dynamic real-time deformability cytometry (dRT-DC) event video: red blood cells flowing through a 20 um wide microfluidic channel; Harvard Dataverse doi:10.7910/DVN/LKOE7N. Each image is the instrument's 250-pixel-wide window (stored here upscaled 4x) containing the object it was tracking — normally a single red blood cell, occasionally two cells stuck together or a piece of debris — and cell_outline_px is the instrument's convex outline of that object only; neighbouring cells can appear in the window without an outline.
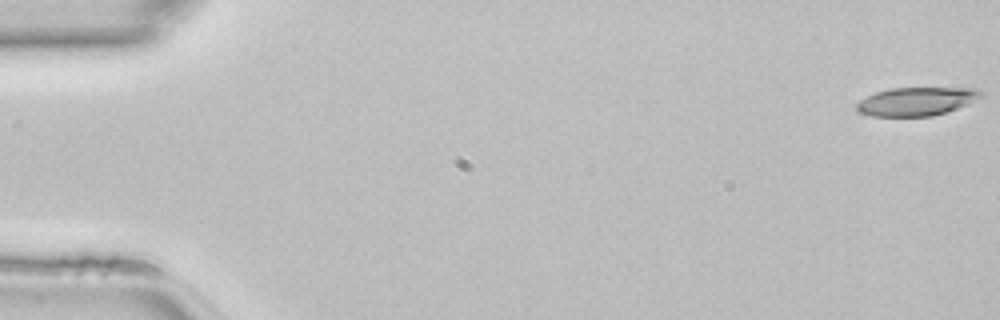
{"species": "common noctule bat (a hibernating species)", "species_latin": "Nyctalus noctula", "temperature_condition": "room temperature", "stored_images_in_passage": 13, "camera_frame_rate_fps": 3000, "um_per_image_px": 0.085, "animal": {"sex": "female", "body_mass_g": 22.7, "forearm_length_mm": 54.2}, "frame": {"image": 1, "passage_image": 1, "time_ms": 0.0, "image_size_px": [1000, 320], "cell_outline_px": [[984, 96], [968, 104], [932, 116], [872, 116], [860, 112], [856, 108], [856, 104], [860, 100], [876, 92], [888, 88], [980, 88], [984, 92]], "centroid_in_image_um": [77.94, 8.6], "position_along_channel_um": 7.1, "area_um2": 20.58}}